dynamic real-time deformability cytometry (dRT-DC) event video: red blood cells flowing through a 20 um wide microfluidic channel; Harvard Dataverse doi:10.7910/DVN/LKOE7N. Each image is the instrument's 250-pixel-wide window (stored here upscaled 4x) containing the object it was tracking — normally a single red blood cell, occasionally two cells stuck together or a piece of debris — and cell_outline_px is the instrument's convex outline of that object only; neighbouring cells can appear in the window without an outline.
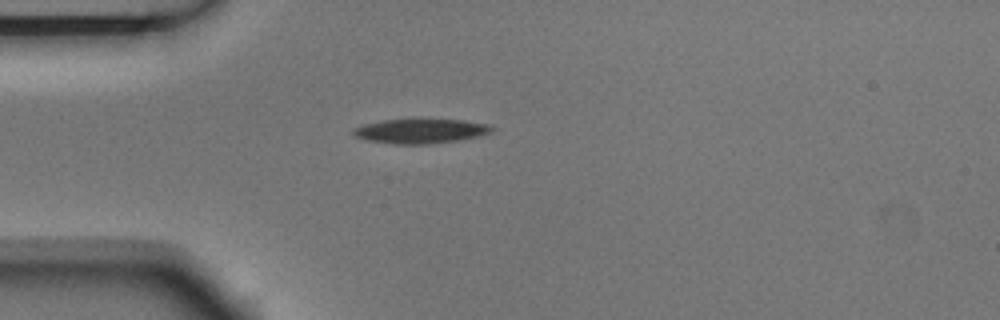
{"species": "Egyptian fruit bat (a non-hibernating species)", "species_latin": "Rousettus aegyptiacus", "temperature_condition": "room temperature", "stored_images_in_passage": 1, "camera_frame_rate_fps": 3000, "um_per_image_px": 0.085, "animal": {"sex": "male"}, "frame": {"image": 1, "passage_image": 1, "time_ms": 0.0, "image_size_px": [1000, 320], "cell_outline_px": [[496, 128], [492, 132], [480, 136], [456, 140], [428, 144], [396, 144], [368, 140], [356, 136], [352, 132], [352, 128], [364, 124], [384, 120], [464, 120], [488, 124]], "centroid_in_image_um": [35.78, 11.14], "position_along_channel_um": 49.2, "area_um2": 19.54}}